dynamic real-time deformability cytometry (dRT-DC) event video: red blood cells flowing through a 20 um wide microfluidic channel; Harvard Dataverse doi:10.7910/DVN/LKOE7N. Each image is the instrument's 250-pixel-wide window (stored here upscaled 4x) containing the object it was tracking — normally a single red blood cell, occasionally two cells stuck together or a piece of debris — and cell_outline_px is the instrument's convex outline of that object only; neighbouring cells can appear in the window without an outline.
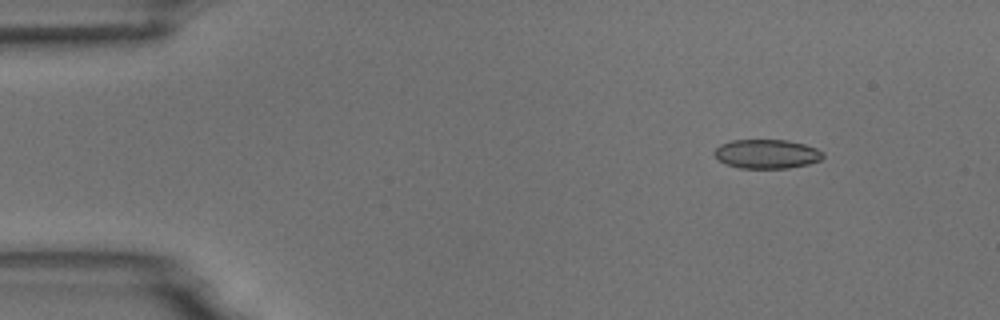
{"species": "common noctule bat (a hibernating species)", "species_latin": "Nyctalus noctula", "temperature_condition": "room temperature", "stored_images_in_passage": 4, "camera_frame_rate_fps": 3000, "um_per_image_px": 0.085, "animal": {"sex": "male", "body_mass_g": 18.8}, "frame": {"image": 1, "passage_image": 1, "time_ms": 0.0, "image_size_px": [1000, 320], "cell_outline_px": [[824, 156], [820, 160], [808, 164], [788, 168], [740, 168], [724, 164], [712, 152], [720, 144], [732, 140], [788, 140], [804, 144], [816, 148], [824, 152]], "centroid_in_image_um": [65.17, 13.08], "position_along_channel_um": 19.8, "area_um2": 18.5}}
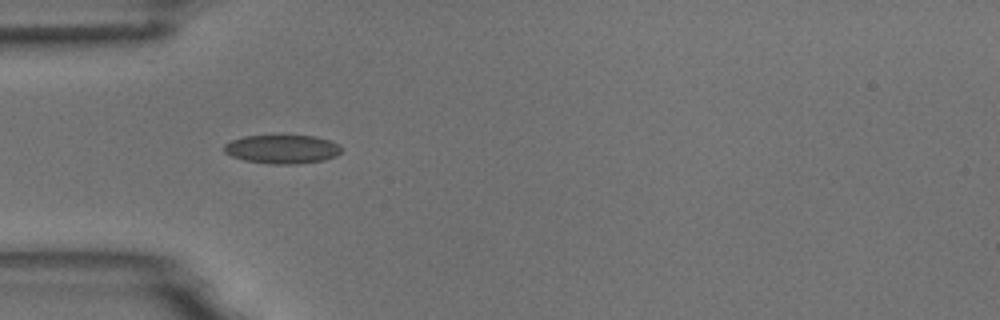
{"frame": {"image": 2, "passage_image": 3, "time_ms": 3.333, "image_size_px": [1000, 320], "cell_outline_px": [[340, 152], [336, 156], [324, 160], [300, 164], [268, 164], [244, 160], [232, 156], [224, 152], [224, 144], [232, 140], [244, 136], [316, 136], [328, 140], [336, 144], [340, 148]], "centroid_in_image_um": [23.96, 12.69], "position_along_channel_um": 61.0, "area_um2": 19.54}}